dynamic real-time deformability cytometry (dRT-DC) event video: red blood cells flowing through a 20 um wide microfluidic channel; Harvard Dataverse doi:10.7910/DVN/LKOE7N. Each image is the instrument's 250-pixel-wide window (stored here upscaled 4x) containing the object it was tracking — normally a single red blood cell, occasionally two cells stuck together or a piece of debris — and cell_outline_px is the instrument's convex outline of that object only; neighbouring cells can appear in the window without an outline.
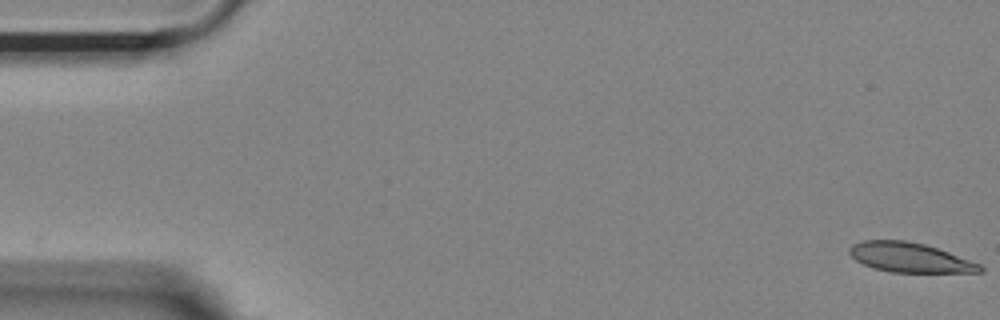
{"species": "Egyptian fruit bat (a non-hibernating species)", "species_latin": "Rousettus aegyptiacus", "temperature_condition": "room temperature", "stored_images_in_passage": 27, "camera_frame_rate_fps": 3000, "um_per_image_px": 0.085, "animal": {"sex": "female"}, "frame": {"image": 1, "passage_image": 1, "time_ms": 0.0, "image_size_px": [1000, 320], "cell_outline_px": [[984, 272], [888, 272], [872, 268], [856, 260], [848, 252], [848, 248], [852, 244], [864, 240], [904, 240], [924, 244], [948, 252], [980, 264], [984, 268]], "centroid_in_image_um": [77.3, 21.89], "position_along_channel_um": 7.7, "area_um2": 22.43}}
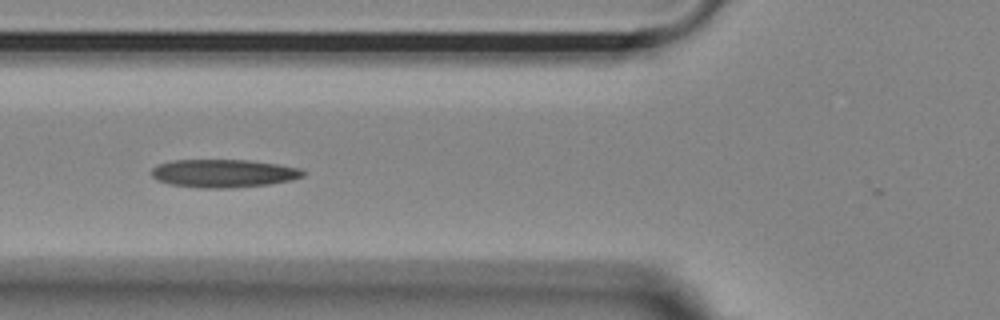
{"frame": {"image": 2, "passage_image": 20, "time_ms": 6.333, "image_size_px": [1000, 320], "cell_outline_px": [[304, 176], [292, 180], [268, 184], [232, 188], [200, 188], [168, 184], [156, 180], [152, 176], [152, 168], [160, 164], [172, 160], [248, 160], [276, 164], [300, 168], [304, 172]], "centroid_in_image_um": [18.98, 14.74], "position_along_channel_um": 106.8, "area_um2": 24.8}}
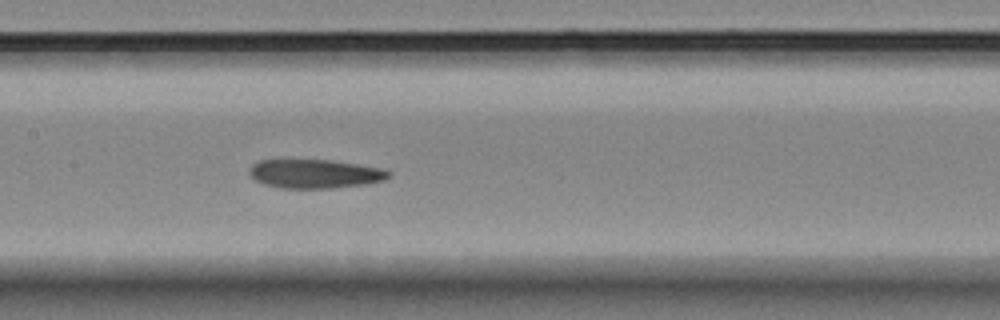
{"frame": {"image": 3, "passage_image": 26, "time_ms": 8.333, "image_size_px": [1000, 320], "cell_outline_px": [[392, 176], [384, 180], [364, 184], [332, 188], [280, 188], [264, 184], [256, 180], [248, 172], [248, 168], [252, 164], [260, 160], [332, 160], [384, 168], [392, 172]], "centroid_in_image_um": [26.8, 14.76], "position_along_channel_um": 180.6, "area_um2": 23.58}}